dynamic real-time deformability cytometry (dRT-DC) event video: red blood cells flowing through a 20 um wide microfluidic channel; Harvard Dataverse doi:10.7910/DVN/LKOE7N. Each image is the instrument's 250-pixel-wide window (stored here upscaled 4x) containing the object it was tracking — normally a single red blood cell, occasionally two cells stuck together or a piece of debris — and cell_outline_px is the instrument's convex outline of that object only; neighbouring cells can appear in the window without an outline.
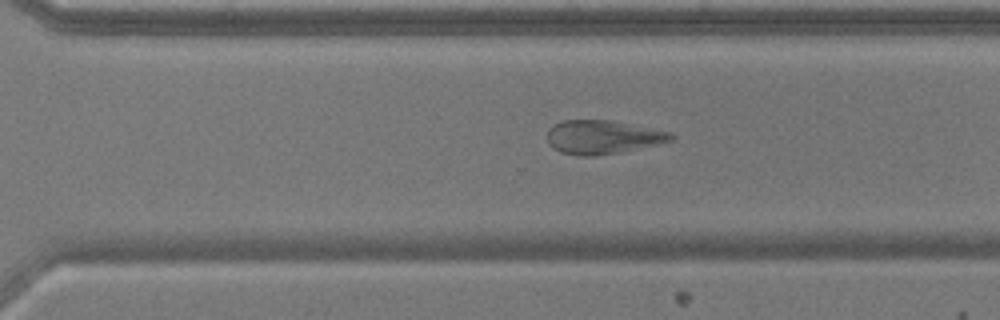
{"species": "common noctule bat (a hibernating species)", "species_latin": "Nyctalus noctula", "temperature_condition": "warm", "stored_images_in_passage": 25, "camera_frame_rate_fps": 3000, "um_per_image_px": 0.085, "animal": {"sex": "male", "body_mass_g": 17.9, "forearm_length_mm": 54.2}, "frame": {"image": 1, "passage_image": 18, "time_ms": 5.667, "image_size_px": [1000, 320], "cell_outline_px": [[676, 136], [672, 140], [616, 152], [596, 156], [580, 156], [560, 152], [548, 144], [548, 128], [552, 124], [560, 120], [608, 120], [672, 132]], "centroid_in_image_um": [51.15, 11.64], "position_along_channel_um": 319.4, "area_um2": 23.99}}